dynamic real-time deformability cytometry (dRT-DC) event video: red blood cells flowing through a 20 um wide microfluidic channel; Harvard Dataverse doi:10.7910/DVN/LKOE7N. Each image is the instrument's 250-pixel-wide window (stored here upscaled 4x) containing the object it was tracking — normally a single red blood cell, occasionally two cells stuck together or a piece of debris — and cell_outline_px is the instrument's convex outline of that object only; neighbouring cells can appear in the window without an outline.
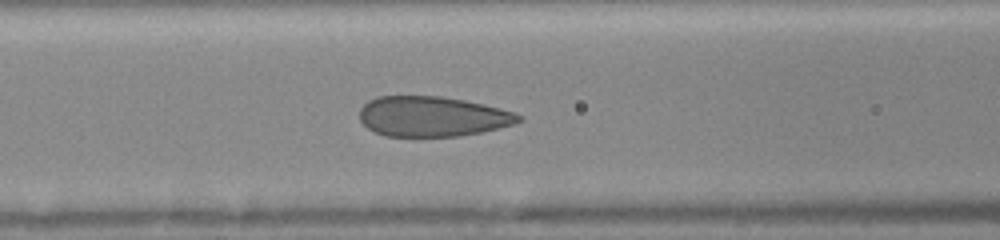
{"species": "human", "species_latin": "Homo sapiens", "temperature_condition": "room temperature", "stored_images_in_passage": 33, "camera_frame_rate_fps": 3000, "um_per_image_px": 0.085, "donor": {"sex": "female"}, "frame": {"image": 1, "passage_image": 16, "time_ms": 6.0, "image_size_px": [1000, 240], "cell_outline_px": [[524, 120], [516, 124], [480, 132], [460, 136], [384, 136], [368, 128], [360, 120], [360, 108], [368, 100], [380, 96], [440, 96], [464, 100], [484, 104], [516, 112], [524, 116]], "centroid_in_image_um": [36.79, 9.89], "position_along_channel_um": 129.8, "area_um2": 37.4}}
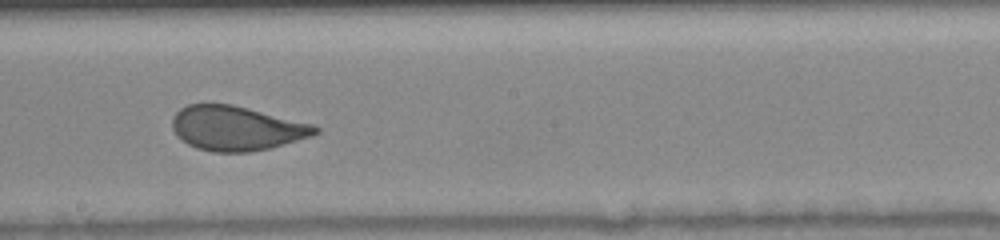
{"frame": {"image": 2, "passage_image": 22, "time_ms": 8.333, "image_size_px": [1000, 240], "cell_outline_px": [[320, 132], [312, 136], [268, 148], [248, 152], [212, 152], [196, 148], [188, 144], [172, 128], [172, 116], [180, 108], [188, 104], [208, 100], [232, 104], [316, 124], [320, 128]], "centroid_in_image_um": [20.1, 10.85], "position_along_channel_um": 228.1, "area_um2": 37.74}}
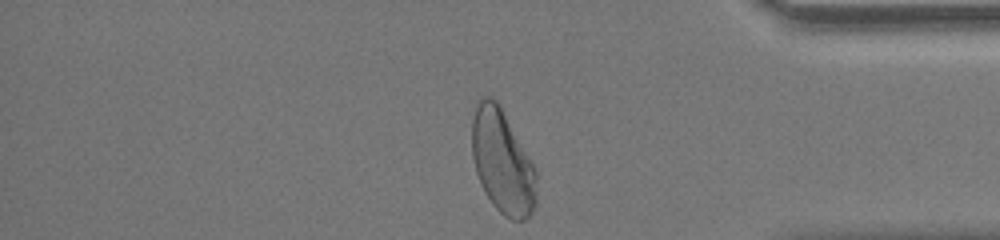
{"frame": {"image": 3, "passage_image": 33, "time_ms": 12.667, "image_size_px": [1000, 240], "cell_outline_px": [[536, 204], [532, 212], [524, 220], [512, 220], [504, 216], [492, 204], [484, 192], [476, 172], [472, 156], [472, 120], [476, 100], [480, 96], [492, 96], [496, 100], [536, 168]], "centroid_in_image_um": [42.69, 13.74], "position_along_channel_um": 392.5, "area_um2": 39.19}}